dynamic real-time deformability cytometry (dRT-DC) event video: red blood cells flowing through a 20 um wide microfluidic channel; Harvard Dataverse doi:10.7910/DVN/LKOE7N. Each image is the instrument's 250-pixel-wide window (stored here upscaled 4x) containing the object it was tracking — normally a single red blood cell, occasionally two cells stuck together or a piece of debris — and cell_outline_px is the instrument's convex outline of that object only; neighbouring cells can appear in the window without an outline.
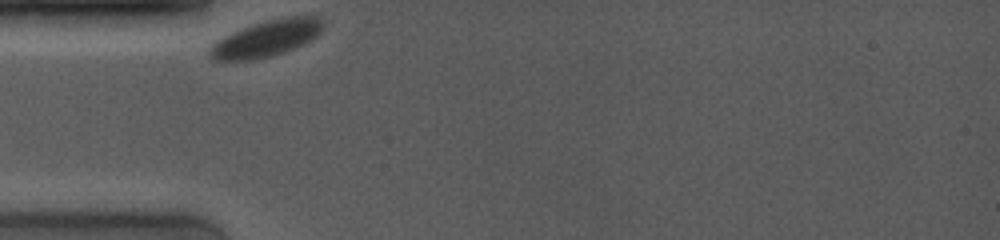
{"species": "common noctule bat (a hibernating species)", "species_latin": "Nyctalus noctula", "temperature_condition": "room temperature", "stored_images_in_passage": 34, "camera_frame_rate_fps": 4000, "um_per_image_px": 0.085, "animal": {"sex": "female", "body_mass_g": 19.0, "forearm_length_mm": 53.3}, "frame": {"image": 1, "passage_image": 1, "time_ms": 0.0, "image_size_px": [1000, 240], "cell_outline_px": [[324, 24], [320, 32], [316, 36], [284, 52], [272, 56], [252, 60], [212, 60], [208, 52], [212, 44], [224, 36], [232, 32], [252, 24], [264, 20], [280, 16], [320, 16]], "centroid_in_image_um": [22.63, 3.24], "position_along_channel_um": 62.4, "area_um2": 23.93}}
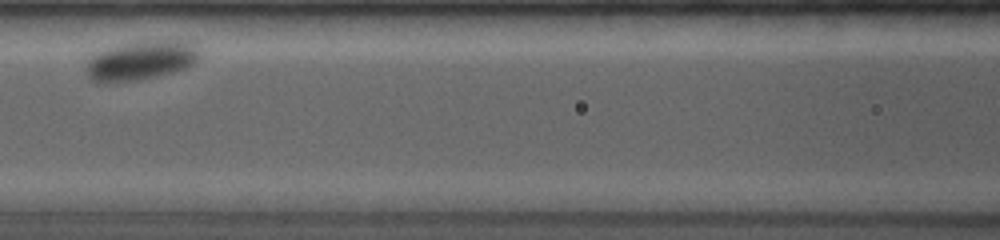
{"frame": {"image": 2, "passage_image": 12, "time_ms": 3.0, "image_size_px": [1000, 240], "cell_outline_px": [[200, 56], [192, 64], [184, 68], [172, 72], [140, 80], [92, 80], [88, 76], [84, 68], [88, 60], [96, 52], [104, 48], [120, 44], [140, 40], [180, 40], [192, 44], [200, 48]], "centroid_in_image_um": [11.99, 5.09], "position_along_channel_um": 154.6, "area_um2": 25.78}}
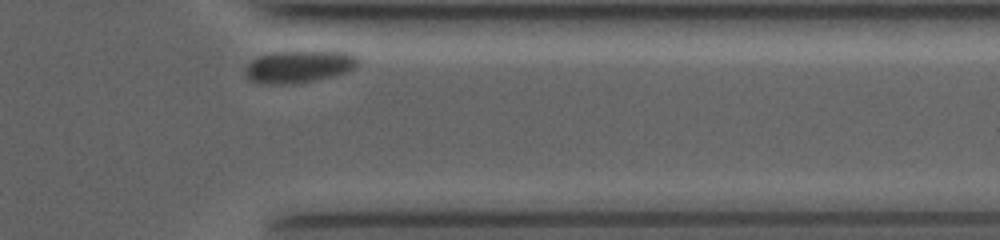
{"frame": {"image": 3, "passage_image": 32, "time_ms": 10.0, "image_size_px": [1000, 240], "cell_outline_px": [[360, 64], [356, 68], [348, 72], [332, 76], [312, 80], [284, 84], [260, 84], [248, 80], [244, 76], [244, 72], [248, 64], [252, 60], [260, 56], [272, 52], [352, 52], [360, 56]], "centroid_in_image_um": [25.44, 5.66], "position_along_channel_um": 386.0, "area_um2": 21.33}, "authors_computed_cell_mechanics": {"area_um2": 23.9581, "velocity_mm_per_s": 3.2178, "shape_relaxation_time_tau1_ms": 3.1427, "shape_relaxation_time_tau2_ms": null, "deformation_change_tau1": 0.0938, "deformation_change_tau2": null}}